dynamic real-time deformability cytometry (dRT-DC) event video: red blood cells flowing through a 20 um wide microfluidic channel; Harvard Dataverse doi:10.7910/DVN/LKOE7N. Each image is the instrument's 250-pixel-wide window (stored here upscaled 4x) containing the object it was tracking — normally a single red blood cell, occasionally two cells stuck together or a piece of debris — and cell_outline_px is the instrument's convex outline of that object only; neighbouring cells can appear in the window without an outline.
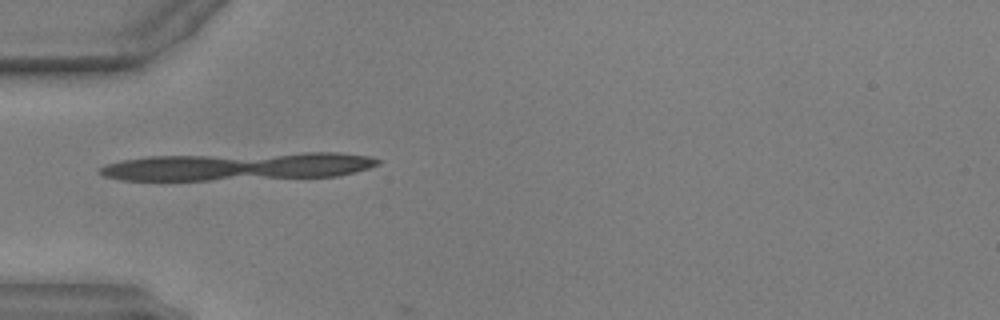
{"species": "common noctule bat (a hibernating species)", "species_latin": "Nyctalus noctula", "temperature_condition": "warm", "stored_images_in_passage": 36, "segment_of_instrument_passage": [1, 2], "camera_frame_rate_fps": 3000, "um_per_image_px": 0.085, "animal": {"sex": "male", "body_mass_g": 17.9, "forearm_length_mm": 54.2}, "frame": {"image": 1, "passage_image": 1, "time_ms": 0.0, "image_size_px": [1000, 320], "cell_outline_px": [[376, 160], [372, 164], [364, 168], [348, 172], [328, 176], [192, 180], [136, 180], [112, 176], [104, 172], [104, 168], [116, 164], [136, 160], [288, 156], [356, 156]], "centroid_in_image_um": [20.17, 14.26], "position_along_channel_um": 64.8, "area_um2": 36.93}}